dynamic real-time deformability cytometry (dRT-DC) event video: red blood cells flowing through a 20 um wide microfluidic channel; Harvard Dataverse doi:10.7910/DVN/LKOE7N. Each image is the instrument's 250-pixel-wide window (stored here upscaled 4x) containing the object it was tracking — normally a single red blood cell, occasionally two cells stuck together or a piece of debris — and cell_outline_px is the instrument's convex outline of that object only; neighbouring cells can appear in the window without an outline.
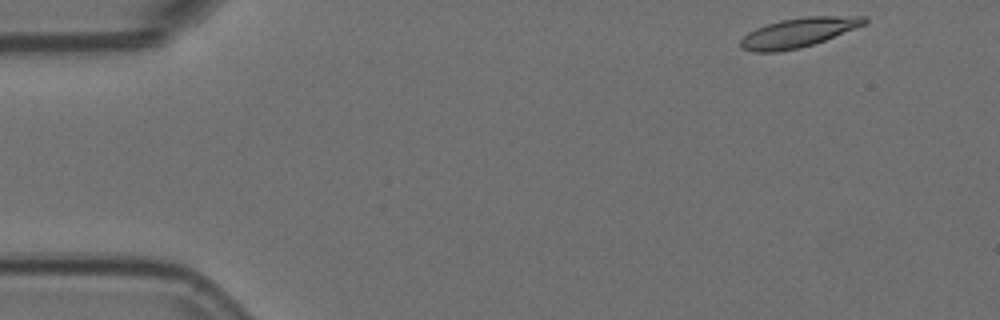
{"species": "Egyptian fruit bat (a non-hibernating species)", "species_latin": "Rousettus aegyptiacus", "temperature_condition": "room temperature", "stored_images_in_passage": 30, "camera_frame_rate_fps": 3000, "um_per_image_px": 0.085, "animal": {"sex": "female"}, "frame": {"image": 1, "passage_image": 1, "time_ms": 0.0, "image_size_px": [1000, 320], "cell_outline_px": [[868, 20], [864, 24], [824, 40], [800, 48], [776, 52], [752, 52], [740, 48], [740, 40], [748, 32], [756, 28], [780, 20], [804, 16], [868, 16]], "centroid_in_image_um": [67.82, 2.77], "position_along_channel_um": 17.2, "area_um2": 21.04}}
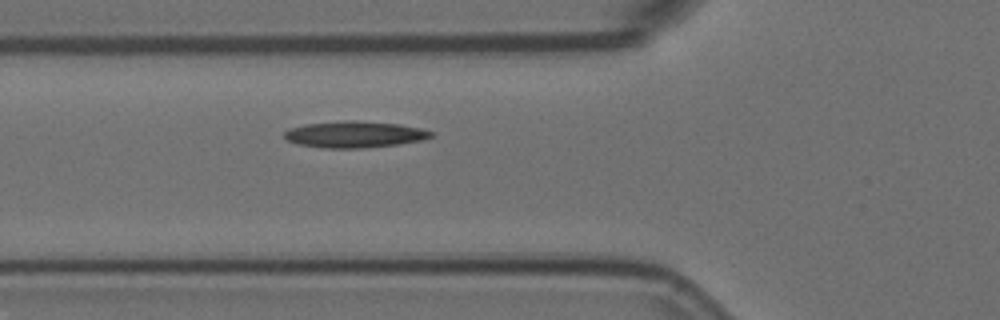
{"frame": {"image": 2, "passage_image": 16, "time_ms": 5.0, "image_size_px": [1000, 320], "cell_outline_px": [[432, 136], [420, 140], [396, 144], [364, 148], [320, 148], [296, 144], [288, 140], [284, 136], [284, 132], [288, 128], [304, 124], [344, 120], [360, 120], [400, 124], [420, 128], [432, 132]], "centroid_in_image_um": [30.07, 11.41], "position_along_channel_um": 95.7, "area_um2": 22.72}}
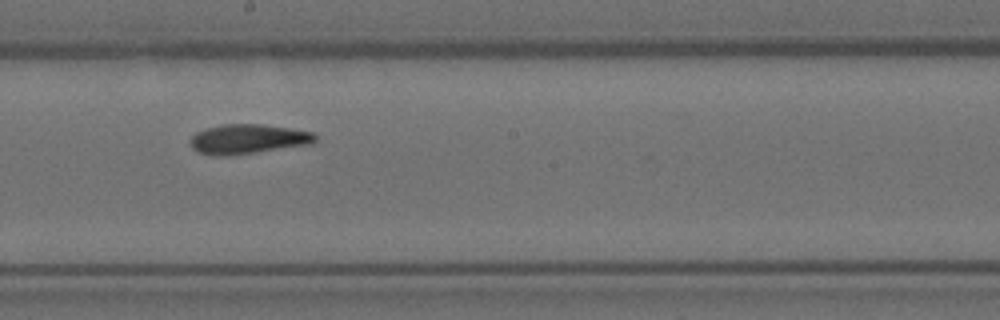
{"frame": {"image": 3, "passage_image": 27, "time_ms": 8.667, "image_size_px": [1000, 320], "cell_outline_px": [[316, 140], [312, 144], [228, 156], [212, 156], [196, 152], [188, 144], [192, 136], [196, 132], [204, 128], [224, 124], [260, 124], [288, 128], [312, 132], [316, 136]], "centroid_in_image_um": [21.0, 11.83], "position_along_channel_um": 227.2, "area_um2": 21.73}}